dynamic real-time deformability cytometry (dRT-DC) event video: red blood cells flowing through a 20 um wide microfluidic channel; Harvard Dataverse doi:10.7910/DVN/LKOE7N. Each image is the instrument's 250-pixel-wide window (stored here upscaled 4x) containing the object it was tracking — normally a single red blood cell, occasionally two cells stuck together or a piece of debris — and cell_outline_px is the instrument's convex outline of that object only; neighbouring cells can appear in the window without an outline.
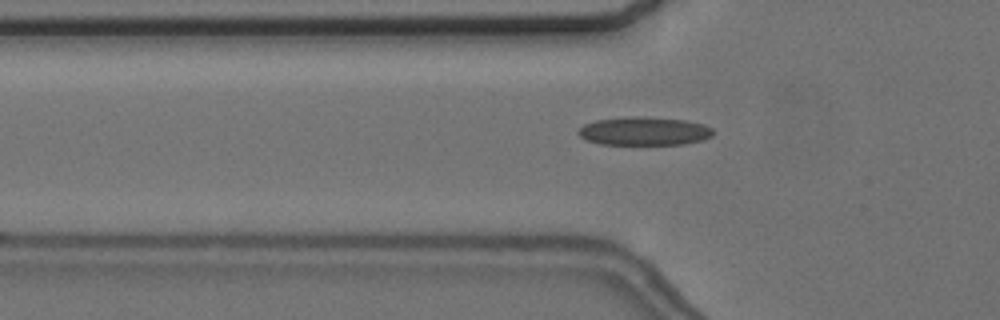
{"species": "common noctule bat (a hibernating species)", "species_latin": "Nyctalus noctula", "temperature_condition": "cold", "stored_images_in_passage": 41, "camera_frame_rate_fps": 3000, "um_per_image_px": 0.085, "animal": {"sex": "female", "body_mass_g": 24.6, "forearm_length_mm": 56.2}, "frame": {"image": 1, "passage_image": 4, "time_ms": 1.0, "image_size_px": [1000, 320], "cell_outline_px": [[712, 136], [704, 140], [684, 144], [600, 144], [588, 140], [580, 136], [576, 132], [584, 124], [596, 120], [632, 116], [644, 116], [684, 120], [704, 124], [712, 128]], "centroid_in_image_um": [54.76, 11.14], "position_along_channel_um": 71.0, "area_um2": 22.31}}
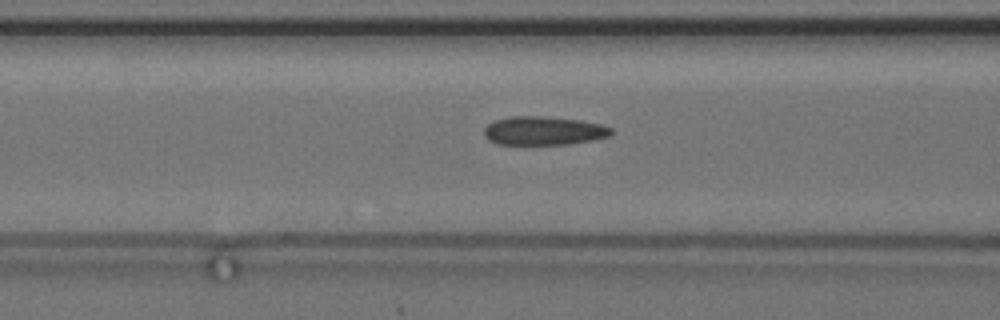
{"frame": {"image": 2, "passage_image": 8, "time_ms": 2.333, "image_size_px": [1000, 320], "cell_outline_px": [[612, 132], [608, 136], [592, 140], [568, 144], [496, 144], [488, 140], [484, 136], [484, 128], [492, 120], [512, 116], [544, 116], [580, 120], [600, 124], [612, 128]], "centroid_in_image_um": [46.16, 11.11], "position_along_channel_um": 120.4, "area_um2": 21.27}}
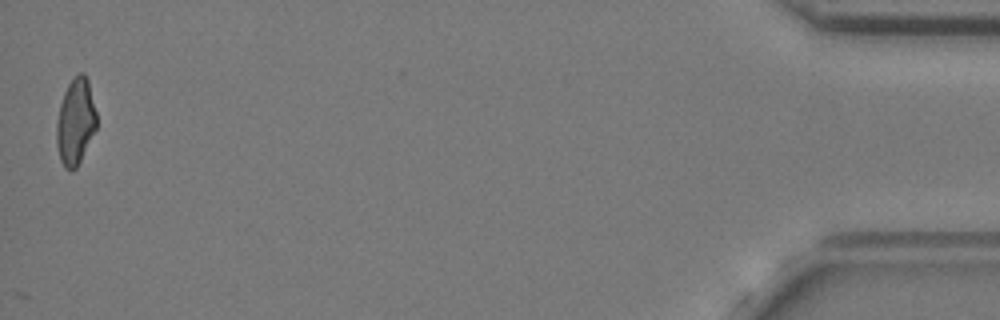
{"frame": {"image": 3, "passage_image": 41, "time_ms": 13.333, "image_size_px": [1000, 320], "cell_outline_px": [[96, 128], [76, 168], [72, 172], [68, 172], [64, 168], [60, 160], [56, 144], [56, 120], [60, 104], [64, 92], [68, 84], [76, 72], [84, 72], [88, 80], [96, 112]], "centroid_in_image_um": [6.39, 10.34], "position_along_channel_um": 428.8, "area_um2": 20.29}, "authors_computed_cell_mechanics": {"area_um2": 21.097, "velocity_mm_per_s": 3.6399, "shape_relaxation_time_tau1_ms": null, "shape_relaxation_time_tau2_ms": 2.9154, "deformation_change_tau1": null, "deformation_change_tau2": 0.0905}}